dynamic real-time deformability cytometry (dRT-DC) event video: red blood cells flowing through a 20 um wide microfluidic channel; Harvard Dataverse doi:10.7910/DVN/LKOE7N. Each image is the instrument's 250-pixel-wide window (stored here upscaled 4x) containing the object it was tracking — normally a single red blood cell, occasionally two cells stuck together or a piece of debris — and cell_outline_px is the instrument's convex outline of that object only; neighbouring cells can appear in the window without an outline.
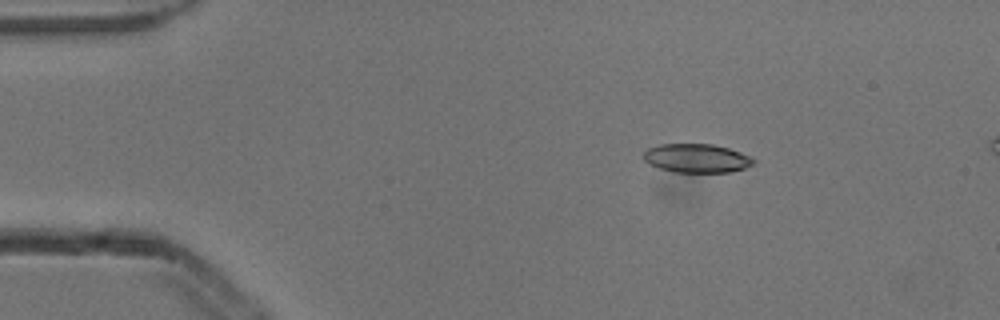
{"species": "common noctule bat (a hibernating species)", "species_latin": "Nyctalus noctula", "temperature_condition": "cold", "stored_images_in_passage": 3, "camera_frame_rate_fps": 3000, "um_per_image_px": 0.085, "animal": {"sex": "male", "body_mass_g": 13.3}, "frame": {"image": 1, "passage_image": 1, "time_ms": 0.0, "image_size_px": [1000, 320], "cell_outline_px": [[756, 164], [732, 172], [672, 172], [660, 168], [644, 160], [644, 152], [648, 148], [660, 144], [712, 144], [728, 148], [740, 152], [756, 160]], "centroid_in_image_um": [59.25, 13.45], "position_along_channel_um": 25.8, "area_um2": 18.38}}